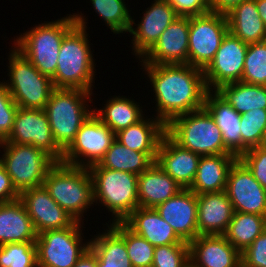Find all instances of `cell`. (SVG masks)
Segmentation results:
<instances>
[{
    "label": "cell",
    "instance_id": "6da1fadb",
    "mask_svg": "<svg viewBox=\"0 0 266 267\" xmlns=\"http://www.w3.org/2000/svg\"><path fill=\"white\" fill-rule=\"evenodd\" d=\"M149 77L157 119L167 125L179 115L204 107L208 93L203 70L189 64H140Z\"/></svg>",
    "mask_w": 266,
    "mask_h": 267
},
{
    "label": "cell",
    "instance_id": "7a4b0ae2",
    "mask_svg": "<svg viewBox=\"0 0 266 267\" xmlns=\"http://www.w3.org/2000/svg\"><path fill=\"white\" fill-rule=\"evenodd\" d=\"M76 25L64 36L52 83L54 88L82 89L93 92L95 59L91 51L84 14L73 13Z\"/></svg>",
    "mask_w": 266,
    "mask_h": 267
},
{
    "label": "cell",
    "instance_id": "3957f363",
    "mask_svg": "<svg viewBox=\"0 0 266 267\" xmlns=\"http://www.w3.org/2000/svg\"><path fill=\"white\" fill-rule=\"evenodd\" d=\"M43 185L60 207L76 221L84 223L83 214L95 205L93 182L87 167L56 162L49 169Z\"/></svg>",
    "mask_w": 266,
    "mask_h": 267
},
{
    "label": "cell",
    "instance_id": "277c9868",
    "mask_svg": "<svg viewBox=\"0 0 266 267\" xmlns=\"http://www.w3.org/2000/svg\"><path fill=\"white\" fill-rule=\"evenodd\" d=\"M46 22V23H45ZM25 31L13 41L21 52L43 75L53 78L64 36L76 25L72 14L55 21H45Z\"/></svg>",
    "mask_w": 266,
    "mask_h": 267
},
{
    "label": "cell",
    "instance_id": "5b68a950",
    "mask_svg": "<svg viewBox=\"0 0 266 267\" xmlns=\"http://www.w3.org/2000/svg\"><path fill=\"white\" fill-rule=\"evenodd\" d=\"M94 94L82 89L55 88L44 107L50 129L57 145L65 151L75 140L77 132L93 113Z\"/></svg>",
    "mask_w": 266,
    "mask_h": 267
},
{
    "label": "cell",
    "instance_id": "8992f818",
    "mask_svg": "<svg viewBox=\"0 0 266 267\" xmlns=\"http://www.w3.org/2000/svg\"><path fill=\"white\" fill-rule=\"evenodd\" d=\"M94 191L95 206L112 212L109 224L123 222L137 207L138 175L107 168H88Z\"/></svg>",
    "mask_w": 266,
    "mask_h": 267
},
{
    "label": "cell",
    "instance_id": "52a82bcc",
    "mask_svg": "<svg viewBox=\"0 0 266 267\" xmlns=\"http://www.w3.org/2000/svg\"><path fill=\"white\" fill-rule=\"evenodd\" d=\"M166 133L180 146L201 156L232 154L205 107L175 117L166 125Z\"/></svg>",
    "mask_w": 266,
    "mask_h": 267
},
{
    "label": "cell",
    "instance_id": "ba28073f",
    "mask_svg": "<svg viewBox=\"0 0 266 267\" xmlns=\"http://www.w3.org/2000/svg\"><path fill=\"white\" fill-rule=\"evenodd\" d=\"M8 55L9 80H3L19 108L44 109L55 89L52 79L41 74L14 46Z\"/></svg>",
    "mask_w": 266,
    "mask_h": 267
},
{
    "label": "cell",
    "instance_id": "9c48e42d",
    "mask_svg": "<svg viewBox=\"0 0 266 267\" xmlns=\"http://www.w3.org/2000/svg\"><path fill=\"white\" fill-rule=\"evenodd\" d=\"M0 164L6 169L13 186L23 190L42 186L56 161L41 149L29 144L0 142Z\"/></svg>",
    "mask_w": 266,
    "mask_h": 267
},
{
    "label": "cell",
    "instance_id": "30bf717a",
    "mask_svg": "<svg viewBox=\"0 0 266 267\" xmlns=\"http://www.w3.org/2000/svg\"><path fill=\"white\" fill-rule=\"evenodd\" d=\"M81 223L76 221L71 227L47 230L37 235L38 267H73L76 264L90 247V240L83 242Z\"/></svg>",
    "mask_w": 266,
    "mask_h": 267
},
{
    "label": "cell",
    "instance_id": "8fae6325",
    "mask_svg": "<svg viewBox=\"0 0 266 267\" xmlns=\"http://www.w3.org/2000/svg\"><path fill=\"white\" fill-rule=\"evenodd\" d=\"M225 14L209 12L189 17L188 64L204 70L213 60L227 32Z\"/></svg>",
    "mask_w": 266,
    "mask_h": 267
},
{
    "label": "cell",
    "instance_id": "7c38bea8",
    "mask_svg": "<svg viewBox=\"0 0 266 267\" xmlns=\"http://www.w3.org/2000/svg\"><path fill=\"white\" fill-rule=\"evenodd\" d=\"M114 140L115 133L92 113L79 128L75 140L64 151L61 162L88 168L100 162Z\"/></svg>",
    "mask_w": 266,
    "mask_h": 267
},
{
    "label": "cell",
    "instance_id": "4fadbf2b",
    "mask_svg": "<svg viewBox=\"0 0 266 267\" xmlns=\"http://www.w3.org/2000/svg\"><path fill=\"white\" fill-rule=\"evenodd\" d=\"M16 144H29L61 162L64 151L57 145L43 109L19 108L16 111L13 128L5 141Z\"/></svg>",
    "mask_w": 266,
    "mask_h": 267
},
{
    "label": "cell",
    "instance_id": "5bb4252c",
    "mask_svg": "<svg viewBox=\"0 0 266 267\" xmlns=\"http://www.w3.org/2000/svg\"><path fill=\"white\" fill-rule=\"evenodd\" d=\"M247 49L248 44L227 32L213 60L203 70L208 90L216 91L222 85L241 81Z\"/></svg>",
    "mask_w": 266,
    "mask_h": 267
},
{
    "label": "cell",
    "instance_id": "9a60e30c",
    "mask_svg": "<svg viewBox=\"0 0 266 267\" xmlns=\"http://www.w3.org/2000/svg\"><path fill=\"white\" fill-rule=\"evenodd\" d=\"M225 192L235 212L253 213L266 217V189L258 183L239 158L230 168Z\"/></svg>",
    "mask_w": 266,
    "mask_h": 267
},
{
    "label": "cell",
    "instance_id": "2e32d148",
    "mask_svg": "<svg viewBox=\"0 0 266 267\" xmlns=\"http://www.w3.org/2000/svg\"><path fill=\"white\" fill-rule=\"evenodd\" d=\"M19 200L26 208L37 235L47 230L71 227L76 222L51 198L44 185L21 191Z\"/></svg>",
    "mask_w": 266,
    "mask_h": 267
},
{
    "label": "cell",
    "instance_id": "e0dca14e",
    "mask_svg": "<svg viewBox=\"0 0 266 267\" xmlns=\"http://www.w3.org/2000/svg\"><path fill=\"white\" fill-rule=\"evenodd\" d=\"M152 2L154 3L142 12L143 17L138 24L135 23V19H132L129 29L133 38L131 39L132 53L139 59L156 43L165 29L179 17L168 0H153Z\"/></svg>",
    "mask_w": 266,
    "mask_h": 267
},
{
    "label": "cell",
    "instance_id": "ac0fdd59",
    "mask_svg": "<svg viewBox=\"0 0 266 267\" xmlns=\"http://www.w3.org/2000/svg\"><path fill=\"white\" fill-rule=\"evenodd\" d=\"M189 17H178L139 59L142 64H188ZM142 60V61H141Z\"/></svg>",
    "mask_w": 266,
    "mask_h": 267
},
{
    "label": "cell",
    "instance_id": "d6986e66",
    "mask_svg": "<svg viewBox=\"0 0 266 267\" xmlns=\"http://www.w3.org/2000/svg\"><path fill=\"white\" fill-rule=\"evenodd\" d=\"M155 210L183 241L189 243L198 236L197 198L190 189H182Z\"/></svg>",
    "mask_w": 266,
    "mask_h": 267
},
{
    "label": "cell",
    "instance_id": "ffe728a7",
    "mask_svg": "<svg viewBox=\"0 0 266 267\" xmlns=\"http://www.w3.org/2000/svg\"><path fill=\"white\" fill-rule=\"evenodd\" d=\"M188 244L194 267H241V253L224 235H198Z\"/></svg>",
    "mask_w": 266,
    "mask_h": 267
},
{
    "label": "cell",
    "instance_id": "44dd1931",
    "mask_svg": "<svg viewBox=\"0 0 266 267\" xmlns=\"http://www.w3.org/2000/svg\"><path fill=\"white\" fill-rule=\"evenodd\" d=\"M201 155L176 143L167 133L160 141L156 163L183 189L193 183Z\"/></svg>",
    "mask_w": 266,
    "mask_h": 267
},
{
    "label": "cell",
    "instance_id": "7402d4cb",
    "mask_svg": "<svg viewBox=\"0 0 266 267\" xmlns=\"http://www.w3.org/2000/svg\"><path fill=\"white\" fill-rule=\"evenodd\" d=\"M196 198L198 235H224L235 212L226 192L203 193Z\"/></svg>",
    "mask_w": 266,
    "mask_h": 267
},
{
    "label": "cell",
    "instance_id": "603a6c76",
    "mask_svg": "<svg viewBox=\"0 0 266 267\" xmlns=\"http://www.w3.org/2000/svg\"><path fill=\"white\" fill-rule=\"evenodd\" d=\"M123 223L153 246L188 244L162 219L155 208L137 207Z\"/></svg>",
    "mask_w": 266,
    "mask_h": 267
},
{
    "label": "cell",
    "instance_id": "cb8c5ba5",
    "mask_svg": "<svg viewBox=\"0 0 266 267\" xmlns=\"http://www.w3.org/2000/svg\"><path fill=\"white\" fill-rule=\"evenodd\" d=\"M183 188L156 161L138 175V201L141 208H155Z\"/></svg>",
    "mask_w": 266,
    "mask_h": 267
},
{
    "label": "cell",
    "instance_id": "d4e9b609",
    "mask_svg": "<svg viewBox=\"0 0 266 267\" xmlns=\"http://www.w3.org/2000/svg\"><path fill=\"white\" fill-rule=\"evenodd\" d=\"M237 159L233 154L201 156L189 189L196 195L225 191L228 173Z\"/></svg>",
    "mask_w": 266,
    "mask_h": 267
},
{
    "label": "cell",
    "instance_id": "484cf974",
    "mask_svg": "<svg viewBox=\"0 0 266 267\" xmlns=\"http://www.w3.org/2000/svg\"><path fill=\"white\" fill-rule=\"evenodd\" d=\"M37 233L23 203H0V245L36 242Z\"/></svg>",
    "mask_w": 266,
    "mask_h": 267
},
{
    "label": "cell",
    "instance_id": "4316f807",
    "mask_svg": "<svg viewBox=\"0 0 266 267\" xmlns=\"http://www.w3.org/2000/svg\"><path fill=\"white\" fill-rule=\"evenodd\" d=\"M204 107L220 128L225 147L239 158L241 156L240 114L216 91H208Z\"/></svg>",
    "mask_w": 266,
    "mask_h": 267
},
{
    "label": "cell",
    "instance_id": "83f0119b",
    "mask_svg": "<svg viewBox=\"0 0 266 267\" xmlns=\"http://www.w3.org/2000/svg\"><path fill=\"white\" fill-rule=\"evenodd\" d=\"M229 31L246 44L266 40V29L255 0H245L225 14Z\"/></svg>",
    "mask_w": 266,
    "mask_h": 267
},
{
    "label": "cell",
    "instance_id": "f1b7e54d",
    "mask_svg": "<svg viewBox=\"0 0 266 267\" xmlns=\"http://www.w3.org/2000/svg\"><path fill=\"white\" fill-rule=\"evenodd\" d=\"M166 133V125L156 117L147 116L138 123L115 134L122 145L142 153H157L160 141Z\"/></svg>",
    "mask_w": 266,
    "mask_h": 267
},
{
    "label": "cell",
    "instance_id": "f546056e",
    "mask_svg": "<svg viewBox=\"0 0 266 267\" xmlns=\"http://www.w3.org/2000/svg\"><path fill=\"white\" fill-rule=\"evenodd\" d=\"M107 229L95 234L90 240V247L97 254L98 261H115L121 267H133L125 245V224L115 222L108 224Z\"/></svg>",
    "mask_w": 266,
    "mask_h": 267
},
{
    "label": "cell",
    "instance_id": "4dcf8cb0",
    "mask_svg": "<svg viewBox=\"0 0 266 267\" xmlns=\"http://www.w3.org/2000/svg\"><path fill=\"white\" fill-rule=\"evenodd\" d=\"M103 108L93 109V113L115 134L138 123L146 115L137 101L126 96H111Z\"/></svg>",
    "mask_w": 266,
    "mask_h": 267
},
{
    "label": "cell",
    "instance_id": "1f68e13d",
    "mask_svg": "<svg viewBox=\"0 0 266 267\" xmlns=\"http://www.w3.org/2000/svg\"><path fill=\"white\" fill-rule=\"evenodd\" d=\"M156 158L157 153L134 151L115 139L100 162L88 168H107L139 175L147 170Z\"/></svg>",
    "mask_w": 266,
    "mask_h": 267
},
{
    "label": "cell",
    "instance_id": "d6a6232c",
    "mask_svg": "<svg viewBox=\"0 0 266 267\" xmlns=\"http://www.w3.org/2000/svg\"><path fill=\"white\" fill-rule=\"evenodd\" d=\"M216 92L240 115L255 108L266 109V86L239 81L222 85Z\"/></svg>",
    "mask_w": 266,
    "mask_h": 267
},
{
    "label": "cell",
    "instance_id": "836d02e7",
    "mask_svg": "<svg viewBox=\"0 0 266 267\" xmlns=\"http://www.w3.org/2000/svg\"><path fill=\"white\" fill-rule=\"evenodd\" d=\"M265 230V216L253 213L234 212L224 236L242 253Z\"/></svg>",
    "mask_w": 266,
    "mask_h": 267
},
{
    "label": "cell",
    "instance_id": "e575fe53",
    "mask_svg": "<svg viewBox=\"0 0 266 267\" xmlns=\"http://www.w3.org/2000/svg\"><path fill=\"white\" fill-rule=\"evenodd\" d=\"M125 0H90L92 8L115 35L129 32L132 23L131 10ZM126 3V4H125Z\"/></svg>",
    "mask_w": 266,
    "mask_h": 267
},
{
    "label": "cell",
    "instance_id": "d590c367",
    "mask_svg": "<svg viewBox=\"0 0 266 267\" xmlns=\"http://www.w3.org/2000/svg\"><path fill=\"white\" fill-rule=\"evenodd\" d=\"M266 128V109L255 108L240 115L241 155L260 146Z\"/></svg>",
    "mask_w": 266,
    "mask_h": 267
},
{
    "label": "cell",
    "instance_id": "8d00e7d4",
    "mask_svg": "<svg viewBox=\"0 0 266 267\" xmlns=\"http://www.w3.org/2000/svg\"><path fill=\"white\" fill-rule=\"evenodd\" d=\"M241 82L266 86V40L248 44Z\"/></svg>",
    "mask_w": 266,
    "mask_h": 267
},
{
    "label": "cell",
    "instance_id": "74e56055",
    "mask_svg": "<svg viewBox=\"0 0 266 267\" xmlns=\"http://www.w3.org/2000/svg\"><path fill=\"white\" fill-rule=\"evenodd\" d=\"M0 267H38L35 242L0 245Z\"/></svg>",
    "mask_w": 266,
    "mask_h": 267
},
{
    "label": "cell",
    "instance_id": "f35d334b",
    "mask_svg": "<svg viewBox=\"0 0 266 267\" xmlns=\"http://www.w3.org/2000/svg\"><path fill=\"white\" fill-rule=\"evenodd\" d=\"M125 245L133 267H152L155 246L125 225Z\"/></svg>",
    "mask_w": 266,
    "mask_h": 267
},
{
    "label": "cell",
    "instance_id": "ab89813d",
    "mask_svg": "<svg viewBox=\"0 0 266 267\" xmlns=\"http://www.w3.org/2000/svg\"><path fill=\"white\" fill-rule=\"evenodd\" d=\"M189 263V244H169L154 249L152 267H185Z\"/></svg>",
    "mask_w": 266,
    "mask_h": 267
},
{
    "label": "cell",
    "instance_id": "60d3db41",
    "mask_svg": "<svg viewBox=\"0 0 266 267\" xmlns=\"http://www.w3.org/2000/svg\"><path fill=\"white\" fill-rule=\"evenodd\" d=\"M18 105L13 100L6 84L0 81V142L5 141L13 128Z\"/></svg>",
    "mask_w": 266,
    "mask_h": 267
},
{
    "label": "cell",
    "instance_id": "b9f144b4",
    "mask_svg": "<svg viewBox=\"0 0 266 267\" xmlns=\"http://www.w3.org/2000/svg\"><path fill=\"white\" fill-rule=\"evenodd\" d=\"M239 159L251 171L258 183L266 189V148L261 146L250 148Z\"/></svg>",
    "mask_w": 266,
    "mask_h": 267
},
{
    "label": "cell",
    "instance_id": "7bdbcfd3",
    "mask_svg": "<svg viewBox=\"0 0 266 267\" xmlns=\"http://www.w3.org/2000/svg\"><path fill=\"white\" fill-rule=\"evenodd\" d=\"M241 267H266V230L241 253Z\"/></svg>",
    "mask_w": 266,
    "mask_h": 267
},
{
    "label": "cell",
    "instance_id": "ee69618b",
    "mask_svg": "<svg viewBox=\"0 0 266 267\" xmlns=\"http://www.w3.org/2000/svg\"><path fill=\"white\" fill-rule=\"evenodd\" d=\"M180 17L205 15L210 12L208 0H168Z\"/></svg>",
    "mask_w": 266,
    "mask_h": 267
},
{
    "label": "cell",
    "instance_id": "f6af8a7d",
    "mask_svg": "<svg viewBox=\"0 0 266 267\" xmlns=\"http://www.w3.org/2000/svg\"><path fill=\"white\" fill-rule=\"evenodd\" d=\"M19 192L12 184L11 177L0 164V203H9L19 199Z\"/></svg>",
    "mask_w": 266,
    "mask_h": 267
},
{
    "label": "cell",
    "instance_id": "bcb514c9",
    "mask_svg": "<svg viewBox=\"0 0 266 267\" xmlns=\"http://www.w3.org/2000/svg\"><path fill=\"white\" fill-rule=\"evenodd\" d=\"M245 0H208L211 12L226 14L233 7Z\"/></svg>",
    "mask_w": 266,
    "mask_h": 267
},
{
    "label": "cell",
    "instance_id": "7dc6e473",
    "mask_svg": "<svg viewBox=\"0 0 266 267\" xmlns=\"http://www.w3.org/2000/svg\"><path fill=\"white\" fill-rule=\"evenodd\" d=\"M97 260V254L89 247L73 267H97Z\"/></svg>",
    "mask_w": 266,
    "mask_h": 267
},
{
    "label": "cell",
    "instance_id": "c3c4849f",
    "mask_svg": "<svg viewBox=\"0 0 266 267\" xmlns=\"http://www.w3.org/2000/svg\"><path fill=\"white\" fill-rule=\"evenodd\" d=\"M260 18L263 20L266 29V0H255Z\"/></svg>",
    "mask_w": 266,
    "mask_h": 267
},
{
    "label": "cell",
    "instance_id": "681fc988",
    "mask_svg": "<svg viewBox=\"0 0 266 267\" xmlns=\"http://www.w3.org/2000/svg\"><path fill=\"white\" fill-rule=\"evenodd\" d=\"M97 267H121L115 261H98L97 260Z\"/></svg>",
    "mask_w": 266,
    "mask_h": 267
},
{
    "label": "cell",
    "instance_id": "f907efd6",
    "mask_svg": "<svg viewBox=\"0 0 266 267\" xmlns=\"http://www.w3.org/2000/svg\"><path fill=\"white\" fill-rule=\"evenodd\" d=\"M260 146L263 148H266V128H265V132H264L263 139H262Z\"/></svg>",
    "mask_w": 266,
    "mask_h": 267
},
{
    "label": "cell",
    "instance_id": "816d5d0a",
    "mask_svg": "<svg viewBox=\"0 0 266 267\" xmlns=\"http://www.w3.org/2000/svg\"><path fill=\"white\" fill-rule=\"evenodd\" d=\"M185 267H194L191 263L187 264Z\"/></svg>",
    "mask_w": 266,
    "mask_h": 267
}]
</instances>
